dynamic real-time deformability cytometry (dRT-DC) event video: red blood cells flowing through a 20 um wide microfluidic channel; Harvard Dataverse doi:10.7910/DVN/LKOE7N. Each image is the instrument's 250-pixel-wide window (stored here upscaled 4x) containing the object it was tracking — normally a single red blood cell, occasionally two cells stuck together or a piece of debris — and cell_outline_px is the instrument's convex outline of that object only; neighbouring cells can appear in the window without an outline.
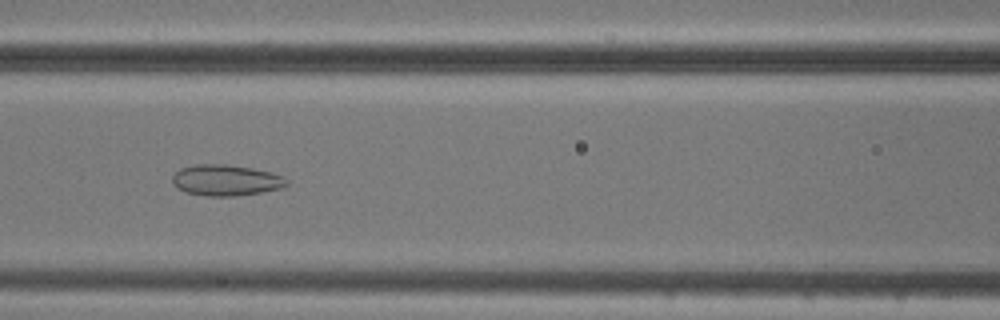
{"species": "common noctule bat (a hibernating species)", "species_latin": "Nyctalus noctula", "temperature_condition": "cold", "stored_images_in_passage": 6, "camera_frame_rate_fps": 3000, "um_per_image_px": 0.085, "animal": {"sex": "male", "body_mass_g": 20.5, "forearm_length_mm": 52.5}, "frame": {"image": 1, "passage_image": 3, "time_ms": 2.333, "image_size_px": [1000, 320], "cell_outline_px": [[288, 184], [280, 188], [264, 192], [236, 196], [208, 196], [184, 192], [176, 188], [172, 184], [172, 176], [180, 168], [196, 164], [224, 164], [252, 168], [272, 172], [284, 176], [288, 180]], "centroid_in_image_um": [19.2, 15.32], "position_along_channel_um": 147.4, "area_um2": 20.92}}
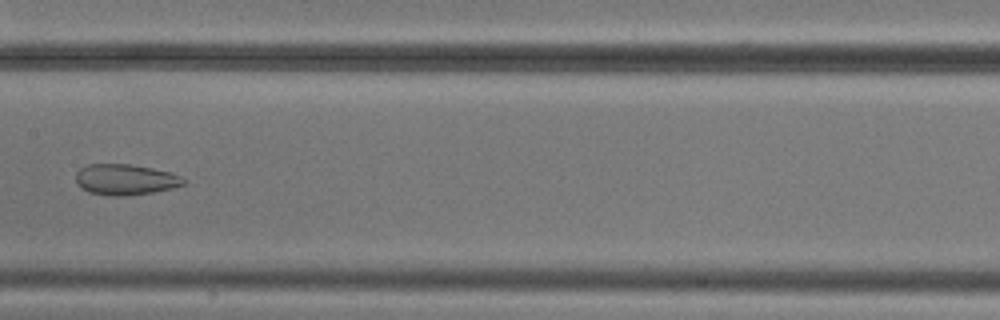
{"frame": {"image": 2, "passage_image": 4, "time_ms": 3.667, "image_size_px": [1000, 320], "cell_outline_px": [[184, 184], [172, 188], [152, 192], [124, 196], [112, 196], [88, 192], [80, 188], [76, 184], [76, 172], [80, 168], [88, 164], [128, 164], [152, 168], [172, 172], [180, 176], [184, 180]], "centroid_in_image_um": [10.61, 15.26], "position_along_channel_um": 196.8, "area_um2": 19.36}}
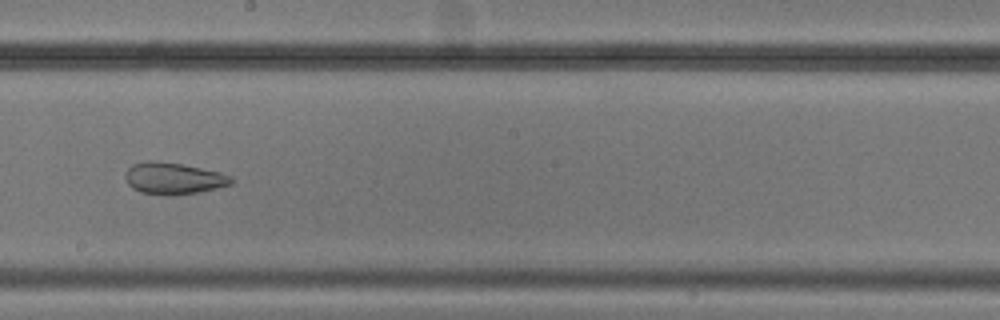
{"frame": {"image": 3, "passage_image": 5, "time_ms": 4.667, "image_size_px": [1000, 320], "cell_outline_px": [[232, 184], [200, 192], [172, 196], [140, 192], [132, 188], [128, 184], [124, 176], [128, 168], [132, 164], [148, 160], [180, 164], [220, 172], [232, 176]], "centroid_in_image_um": [14.73, 15.17], "position_along_channel_um": 233.5, "area_um2": 19.54}}